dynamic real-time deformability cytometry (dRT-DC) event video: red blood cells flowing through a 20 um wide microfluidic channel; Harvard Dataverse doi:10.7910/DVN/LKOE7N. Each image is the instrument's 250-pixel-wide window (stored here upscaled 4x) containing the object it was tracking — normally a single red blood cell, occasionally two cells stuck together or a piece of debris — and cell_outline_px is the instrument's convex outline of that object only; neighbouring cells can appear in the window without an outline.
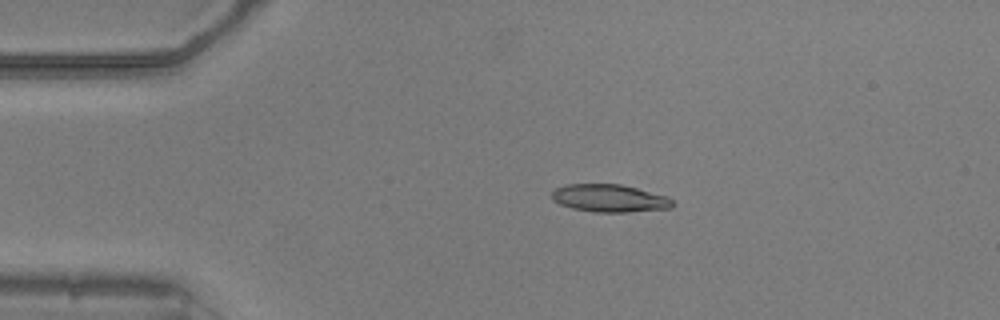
{"species": "common noctule bat (a hibernating species)", "species_latin": "Nyctalus noctula", "temperature_condition": "warm", "stored_images_in_passage": 43, "camera_frame_rate_fps": 3000, "um_per_image_px": 0.085, "animal": {"sex": "male", "body_mass_g": 20.5, "forearm_length_mm": 52.5}, "frame": {"image": 1, "passage_image": 1, "time_ms": 0.0, "image_size_px": [1000, 320], "cell_outline_px": [[676, 204], [672, 208], [628, 212], [592, 212], [572, 208], [560, 204], [552, 200], [552, 192], [556, 188], [568, 184], [620, 184], [668, 196]], "centroid_in_image_um": [51.83, 16.86], "position_along_channel_um": 33.2, "area_um2": 19.54}}
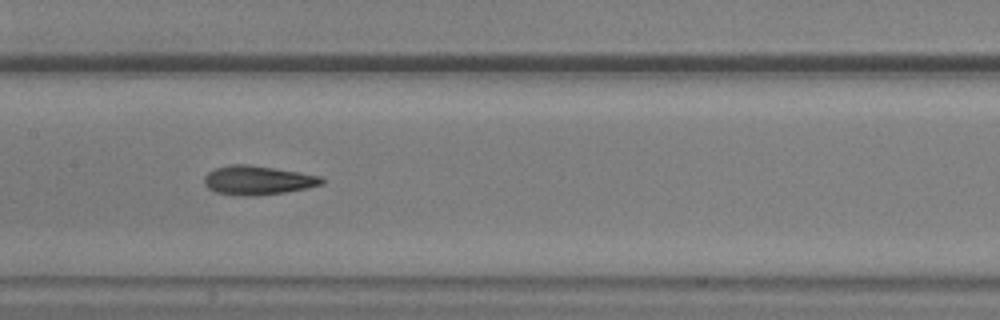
{"frame": {"image": 2, "passage_image": 16, "time_ms": 5.0, "image_size_px": [1000, 320], "cell_outline_px": [[324, 184], [284, 192], [256, 196], [236, 196], [216, 192], [208, 188], [204, 184], [204, 176], [208, 172], [216, 168], [228, 164], [248, 164], [320, 176], [324, 180]], "centroid_in_image_um": [21.85, 15.33], "position_along_channel_um": 185.6, "area_um2": 19.77}}
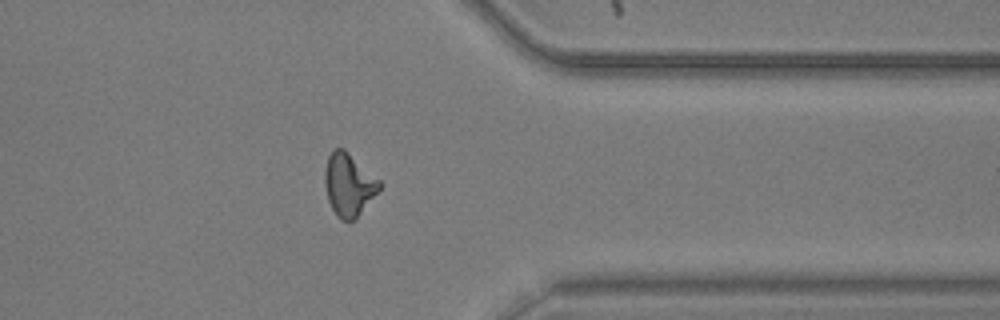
{"frame": {"image": 3, "passage_image": 32, "time_ms": 10.333, "image_size_px": [1000, 320], "cell_outline_px": [[384, 184], [356, 220], [340, 220], [336, 216], [328, 200], [324, 184], [324, 172], [328, 156], [336, 148], [344, 148], [380, 180]], "centroid_in_image_um": [29.66, 15.71], "position_along_channel_um": 381.7, "area_um2": 20.17}, "authors_computed_cell_mechanics": {"area_um2": 19.363, "velocity_mm_per_s": 3.8707, "shape_relaxation_time_tau1_ms": 4.8042, "shape_relaxation_time_tau2_ms": 2.4918, "deformation_change_tau1": 0.1844, "deformation_change_tau2": 0.1217}}